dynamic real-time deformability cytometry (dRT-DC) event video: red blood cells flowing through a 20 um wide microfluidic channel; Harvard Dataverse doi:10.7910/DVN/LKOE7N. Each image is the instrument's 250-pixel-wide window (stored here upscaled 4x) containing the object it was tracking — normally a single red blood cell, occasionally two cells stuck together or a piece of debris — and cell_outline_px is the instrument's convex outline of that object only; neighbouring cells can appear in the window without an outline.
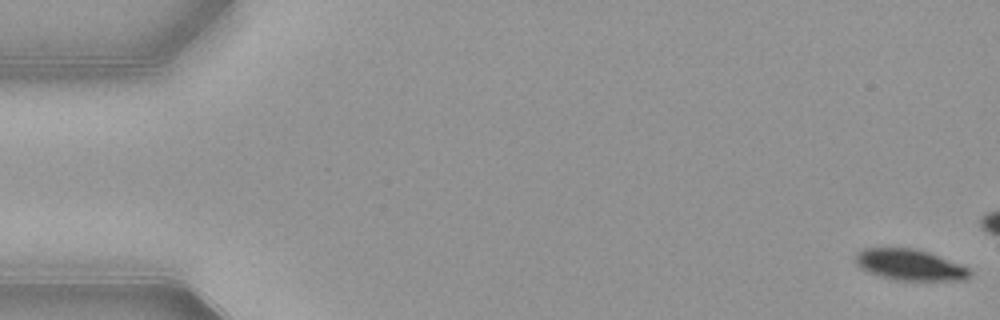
{"species": "common noctule bat (a hibernating species)", "species_latin": "Nyctalus noctula", "temperature_condition": "warm", "stored_images_in_passage": 15, "camera_frame_rate_fps": 3000, "um_per_image_px": 0.085, "animal": {"sex": "female", "body_mass_g": 21.9}, "frame": {"image": 1, "passage_image": 1, "time_ms": 0.0, "image_size_px": [1000, 320], "cell_outline_px": [[972, 272], [968, 280], [896, 280], [880, 276], [868, 272], [860, 268], [856, 264], [856, 252], [864, 248], [916, 248], [928, 252], [960, 264], [968, 268]], "centroid_in_image_um": [77.33, 22.51], "position_along_channel_um": 7.7, "area_um2": 20.69}}